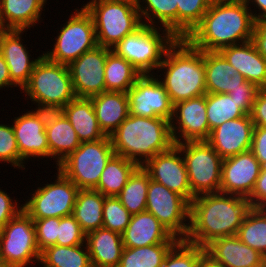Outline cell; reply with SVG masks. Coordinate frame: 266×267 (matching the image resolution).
Segmentation results:
<instances>
[{
	"label": "cell",
	"mask_w": 266,
	"mask_h": 267,
	"mask_svg": "<svg viewBox=\"0 0 266 267\" xmlns=\"http://www.w3.org/2000/svg\"><path fill=\"white\" fill-rule=\"evenodd\" d=\"M100 129L110 136L129 116L127 93L105 91L90 98Z\"/></svg>",
	"instance_id": "cell-28"
},
{
	"label": "cell",
	"mask_w": 266,
	"mask_h": 267,
	"mask_svg": "<svg viewBox=\"0 0 266 267\" xmlns=\"http://www.w3.org/2000/svg\"><path fill=\"white\" fill-rule=\"evenodd\" d=\"M206 114L210 132L222 123L241 118L246 114L234 99L225 93H206Z\"/></svg>",
	"instance_id": "cell-39"
},
{
	"label": "cell",
	"mask_w": 266,
	"mask_h": 267,
	"mask_svg": "<svg viewBox=\"0 0 266 267\" xmlns=\"http://www.w3.org/2000/svg\"><path fill=\"white\" fill-rule=\"evenodd\" d=\"M26 30L1 29L0 30V53L6 61L11 81L20 88L28 83L33 68L43 53L34 59L23 44V34ZM32 57V59H31Z\"/></svg>",
	"instance_id": "cell-20"
},
{
	"label": "cell",
	"mask_w": 266,
	"mask_h": 267,
	"mask_svg": "<svg viewBox=\"0 0 266 267\" xmlns=\"http://www.w3.org/2000/svg\"><path fill=\"white\" fill-rule=\"evenodd\" d=\"M170 127L174 144L206 141L209 138L206 94L175 103Z\"/></svg>",
	"instance_id": "cell-16"
},
{
	"label": "cell",
	"mask_w": 266,
	"mask_h": 267,
	"mask_svg": "<svg viewBox=\"0 0 266 267\" xmlns=\"http://www.w3.org/2000/svg\"><path fill=\"white\" fill-rule=\"evenodd\" d=\"M5 87L13 88L17 86L11 81L8 65L0 53V90L5 89Z\"/></svg>",
	"instance_id": "cell-52"
},
{
	"label": "cell",
	"mask_w": 266,
	"mask_h": 267,
	"mask_svg": "<svg viewBox=\"0 0 266 267\" xmlns=\"http://www.w3.org/2000/svg\"><path fill=\"white\" fill-rule=\"evenodd\" d=\"M81 7L92 16L97 44L112 49L143 23L136 0H95Z\"/></svg>",
	"instance_id": "cell-6"
},
{
	"label": "cell",
	"mask_w": 266,
	"mask_h": 267,
	"mask_svg": "<svg viewBox=\"0 0 266 267\" xmlns=\"http://www.w3.org/2000/svg\"><path fill=\"white\" fill-rule=\"evenodd\" d=\"M176 37L166 28L142 24L112 50L130 62L142 75L155 74Z\"/></svg>",
	"instance_id": "cell-7"
},
{
	"label": "cell",
	"mask_w": 266,
	"mask_h": 267,
	"mask_svg": "<svg viewBox=\"0 0 266 267\" xmlns=\"http://www.w3.org/2000/svg\"><path fill=\"white\" fill-rule=\"evenodd\" d=\"M113 155L110 136H106L98 141L80 143L55 168L79 189H95L106 163Z\"/></svg>",
	"instance_id": "cell-8"
},
{
	"label": "cell",
	"mask_w": 266,
	"mask_h": 267,
	"mask_svg": "<svg viewBox=\"0 0 266 267\" xmlns=\"http://www.w3.org/2000/svg\"><path fill=\"white\" fill-rule=\"evenodd\" d=\"M176 243H160L138 248H123L118 267H162Z\"/></svg>",
	"instance_id": "cell-38"
},
{
	"label": "cell",
	"mask_w": 266,
	"mask_h": 267,
	"mask_svg": "<svg viewBox=\"0 0 266 267\" xmlns=\"http://www.w3.org/2000/svg\"><path fill=\"white\" fill-rule=\"evenodd\" d=\"M254 124L250 115L228 120L210 132L206 140L223 158L251 150Z\"/></svg>",
	"instance_id": "cell-21"
},
{
	"label": "cell",
	"mask_w": 266,
	"mask_h": 267,
	"mask_svg": "<svg viewBox=\"0 0 266 267\" xmlns=\"http://www.w3.org/2000/svg\"><path fill=\"white\" fill-rule=\"evenodd\" d=\"M138 167L136 162L114 154L106 163L94 190L99 191L105 197H117Z\"/></svg>",
	"instance_id": "cell-32"
},
{
	"label": "cell",
	"mask_w": 266,
	"mask_h": 267,
	"mask_svg": "<svg viewBox=\"0 0 266 267\" xmlns=\"http://www.w3.org/2000/svg\"><path fill=\"white\" fill-rule=\"evenodd\" d=\"M247 200L253 208H266V166L261 167L253 191Z\"/></svg>",
	"instance_id": "cell-48"
},
{
	"label": "cell",
	"mask_w": 266,
	"mask_h": 267,
	"mask_svg": "<svg viewBox=\"0 0 266 267\" xmlns=\"http://www.w3.org/2000/svg\"><path fill=\"white\" fill-rule=\"evenodd\" d=\"M123 247L138 248L160 243H177L179 239L150 212L133 214L121 234Z\"/></svg>",
	"instance_id": "cell-23"
},
{
	"label": "cell",
	"mask_w": 266,
	"mask_h": 267,
	"mask_svg": "<svg viewBox=\"0 0 266 267\" xmlns=\"http://www.w3.org/2000/svg\"><path fill=\"white\" fill-rule=\"evenodd\" d=\"M104 201L105 196L99 191L94 189L78 190L73 216L85 234L102 228Z\"/></svg>",
	"instance_id": "cell-30"
},
{
	"label": "cell",
	"mask_w": 266,
	"mask_h": 267,
	"mask_svg": "<svg viewBox=\"0 0 266 267\" xmlns=\"http://www.w3.org/2000/svg\"><path fill=\"white\" fill-rule=\"evenodd\" d=\"M102 215V227L119 234H122L127 228L132 216L121 204L119 198L114 196L105 197Z\"/></svg>",
	"instance_id": "cell-42"
},
{
	"label": "cell",
	"mask_w": 266,
	"mask_h": 267,
	"mask_svg": "<svg viewBox=\"0 0 266 267\" xmlns=\"http://www.w3.org/2000/svg\"><path fill=\"white\" fill-rule=\"evenodd\" d=\"M32 220L35 226L36 243L39 251L41 252L49 246L57 245L60 218L50 217Z\"/></svg>",
	"instance_id": "cell-46"
},
{
	"label": "cell",
	"mask_w": 266,
	"mask_h": 267,
	"mask_svg": "<svg viewBox=\"0 0 266 267\" xmlns=\"http://www.w3.org/2000/svg\"><path fill=\"white\" fill-rule=\"evenodd\" d=\"M213 0H175L177 38H186L201 22Z\"/></svg>",
	"instance_id": "cell-40"
},
{
	"label": "cell",
	"mask_w": 266,
	"mask_h": 267,
	"mask_svg": "<svg viewBox=\"0 0 266 267\" xmlns=\"http://www.w3.org/2000/svg\"><path fill=\"white\" fill-rule=\"evenodd\" d=\"M46 134L50 159L55 160L56 167L81 143L71 123L60 110L47 111Z\"/></svg>",
	"instance_id": "cell-25"
},
{
	"label": "cell",
	"mask_w": 266,
	"mask_h": 267,
	"mask_svg": "<svg viewBox=\"0 0 266 267\" xmlns=\"http://www.w3.org/2000/svg\"><path fill=\"white\" fill-rule=\"evenodd\" d=\"M111 50L97 45L68 65L76 97L91 98L106 91L104 70Z\"/></svg>",
	"instance_id": "cell-15"
},
{
	"label": "cell",
	"mask_w": 266,
	"mask_h": 267,
	"mask_svg": "<svg viewBox=\"0 0 266 267\" xmlns=\"http://www.w3.org/2000/svg\"><path fill=\"white\" fill-rule=\"evenodd\" d=\"M110 139L115 155L132 160L139 166L174 145L169 120L131 114L110 135Z\"/></svg>",
	"instance_id": "cell-4"
},
{
	"label": "cell",
	"mask_w": 266,
	"mask_h": 267,
	"mask_svg": "<svg viewBox=\"0 0 266 267\" xmlns=\"http://www.w3.org/2000/svg\"><path fill=\"white\" fill-rule=\"evenodd\" d=\"M85 243L93 267H118L124 248L121 234L102 227L87 233Z\"/></svg>",
	"instance_id": "cell-27"
},
{
	"label": "cell",
	"mask_w": 266,
	"mask_h": 267,
	"mask_svg": "<svg viewBox=\"0 0 266 267\" xmlns=\"http://www.w3.org/2000/svg\"><path fill=\"white\" fill-rule=\"evenodd\" d=\"M141 75L130 62L113 50L107 54L104 70L106 91L127 93Z\"/></svg>",
	"instance_id": "cell-33"
},
{
	"label": "cell",
	"mask_w": 266,
	"mask_h": 267,
	"mask_svg": "<svg viewBox=\"0 0 266 267\" xmlns=\"http://www.w3.org/2000/svg\"><path fill=\"white\" fill-rule=\"evenodd\" d=\"M255 20L266 19V0H245ZM252 4V5H251ZM254 5L252 10L250 7ZM256 6V8H255ZM259 9V10H257ZM258 11V13H257Z\"/></svg>",
	"instance_id": "cell-53"
},
{
	"label": "cell",
	"mask_w": 266,
	"mask_h": 267,
	"mask_svg": "<svg viewBox=\"0 0 266 267\" xmlns=\"http://www.w3.org/2000/svg\"><path fill=\"white\" fill-rule=\"evenodd\" d=\"M219 52L245 80L260 89L266 88V60L252 40L222 48Z\"/></svg>",
	"instance_id": "cell-24"
},
{
	"label": "cell",
	"mask_w": 266,
	"mask_h": 267,
	"mask_svg": "<svg viewBox=\"0 0 266 267\" xmlns=\"http://www.w3.org/2000/svg\"><path fill=\"white\" fill-rule=\"evenodd\" d=\"M146 211L152 213L179 240H185L190 225V203L164 185L149 180Z\"/></svg>",
	"instance_id": "cell-13"
},
{
	"label": "cell",
	"mask_w": 266,
	"mask_h": 267,
	"mask_svg": "<svg viewBox=\"0 0 266 267\" xmlns=\"http://www.w3.org/2000/svg\"><path fill=\"white\" fill-rule=\"evenodd\" d=\"M251 151L260 163L261 167L266 166V127L254 126L252 135Z\"/></svg>",
	"instance_id": "cell-49"
},
{
	"label": "cell",
	"mask_w": 266,
	"mask_h": 267,
	"mask_svg": "<svg viewBox=\"0 0 266 267\" xmlns=\"http://www.w3.org/2000/svg\"><path fill=\"white\" fill-rule=\"evenodd\" d=\"M186 166L192 200L194 197L219 193L223 158L207 141H186L175 144Z\"/></svg>",
	"instance_id": "cell-9"
},
{
	"label": "cell",
	"mask_w": 266,
	"mask_h": 267,
	"mask_svg": "<svg viewBox=\"0 0 266 267\" xmlns=\"http://www.w3.org/2000/svg\"><path fill=\"white\" fill-rule=\"evenodd\" d=\"M237 236L266 258V208L251 207L238 229Z\"/></svg>",
	"instance_id": "cell-36"
},
{
	"label": "cell",
	"mask_w": 266,
	"mask_h": 267,
	"mask_svg": "<svg viewBox=\"0 0 266 267\" xmlns=\"http://www.w3.org/2000/svg\"><path fill=\"white\" fill-rule=\"evenodd\" d=\"M142 168L149 174L151 180L181 195L189 203L192 201L184 159L181 150L175 144L168 151L148 159Z\"/></svg>",
	"instance_id": "cell-18"
},
{
	"label": "cell",
	"mask_w": 266,
	"mask_h": 267,
	"mask_svg": "<svg viewBox=\"0 0 266 267\" xmlns=\"http://www.w3.org/2000/svg\"><path fill=\"white\" fill-rule=\"evenodd\" d=\"M12 120L20 156L28 163L33 158L50 159L47 143L46 120L47 110L31 109Z\"/></svg>",
	"instance_id": "cell-17"
},
{
	"label": "cell",
	"mask_w": 266,
	"mask_h": 267,
	"mask_svg": "<svg viewBox=\"0 0 266 267\" xmlns=\"http://www.w3.org/2000/svg\"><path fill=\"white\" fill-rule=\"evenodd\" d=\"M74 11L60 27L53 49L43 51L50 61L68 66L98 45L92 16L84 7L75 8Z\"/></svg>",
	"instance_id": "cell-10"
},
{
	"label": "cell",
	"mask_w": 266,
	"mask_h": 267,
	"mask_svg": "<svg viewBox=\"0 0 266 267\" xmlns=\"http://www.w3.org/2000/svg\"><path fill=\"white\" fill-rule=\"evenodd\" d=\"M47 1L0 0V28L27 31L34 28L41 22L42 11H45Z\"/></svg>",
	"instance_id": "cell-26"
},
{
	"label": "cell",
	"mask_w": 266,
	"mask_h": 267,
	"mask_svg": "<svg viewBox=\"0 0 266 267\" xmlns=\"http://www.w3.org/2000/svg\"><path fill=\"white\" fill-rule=\"evenodd\" d=\"M198 267H221V266L213 262L208 256L205 255L201 259Z\"/></svg>",
	"instance_id": "cell-54"
},
{
	"label": "cell",
	"mask_w": 266,
	"mask_h": 267,
	"mask_svg": "<svg viewBox=\"0 0 266 267\" xmlns=\"http://www.w3.org/2000/svg\"><path fill=\"white\" fill-rule=\"evenodd\" d=\"M129 114L171 120L173 104L155 74H143L127 91Z\"/></svg>",
	"instance_id": "cell-14"
},
{
	"label": "cell",
	"mask_w": 266,
	"mask_h": 267,
	"mask_svg": "<svg viewBox=\"0 0 266 267\" xmlns=\"http://www.w3.org/2000/svg\"><path fill=\"white\" fill-rule=\"evenodd\" d=\"M252 41L260 55L266 60V19L255 20Z\"/></svg>",
	"instance_id": "cell-51"
},
{
	"label": "cell",
	"mask_w": 266,
	"mask_h": 267,
	"mask_svg": "<svg viewBox=\"0 0 266 267\" xmlns=\"http://www.w3.org/2000/svg\"><path fill=\"white\" fill-rule=\"evenodd\" d=\"M250 116L254 126L266 127V88L258 91Z\"/></svg>",
	"instance_id": "cell-50"
},
{
	"label": "cell",
	"mask_w": 266,
	"mask_h": 267,
	"mask_svg": "<svg viewBox=\"0 0 266 267\" xmlns=\"http://www.w3.org/2000/svg\"><path fill=\"white\" fill-rule=\"evenodd\" d=\"M55 181L47 182L31 192V197L23 202V210L32 219L65 217L73 215L79 188L58 169Z\"/></svg>",
	"instance_id": "cell-12"
},
{
	"label": "cell",
	"mask_w": 266,
	"mask_h": 267,
	"mask_svg": "<svg viewBox=\"0 0 266 267\" xmlns=\"http://www.w3.org/2000/svg\"><path fill=\"white\" fill-rule=\"evenodd\" d=\"M204 67L207 93L231 92L237 70L219 51H204Z\"/></svg>",
	"instance_id": "cell-31"
},
{
	"label": "cell",
	"mask_w": 266,
	"mask_h": 267,
	"mask_svg": "<svg viewBox=\"0 0 266 267\" xmlns=\"http://www.w3.org/2000/svg\"><path fill=\"white\" fill-rule=\"evenodd\" d=\"M259 90L260 88L258 86L254 83L248 82L240 73L237 72L234 75L233 88L228 94L232 99L240 104V109L246 115H250L253 103Z\"/></svg>",
	"instance_id": "cell-44"
},
{
	"label": "cell",
	"mask_w": 266,
	"mask_h": 267,
	"mask_svg": "<svg viewBox=\"0 0 266 267\" xmlns=\"http://www.w3.org/2000/svg\"><path fill=\"white\" fill-rule=\"evenodd\" d=\"M60 111L71 123L81 143L98 141L106 137L100 129L90 98L76 97Z\"/></svg>",
	"instance_id": "cell-29"
},
{
	"label": "cell",
	"mask_w": 266,
	"mask_h": 267,
	"mask_svg": "<svg viewBox=\"0 0 266 267\" xmlns=\"http://www.w3.org/2000/svg\"><path fill=\"white\" fill-rule=\"evenodd\" d=\"M0 267H11V266H8V265H5L3 263H0Z\"/></svg>",
	"instance_id": "cell-55"
},
{
	"label": "cell",
	"mask_w": 266,
	"mask_h": 267,
	"mask_svg": "<svg viewBox=\"0 0 266 267\" xmlns=\"http://www.w3.org/2000/svg\"><path fill=\"white\" fill-rule=\"evenodd\" d=\"M254 22L245 0H213L185 39L201 51H220L252 40Z\"/></svg>",
	"instance_id": "cell-1"
},
{
	"label": "cell",
	"mask_w": 266,
	"mask_h": 267,
	"mask_svg": "<svg viewBox=\"0 0 266 267\" xmlns=\"http://www.w3.org/2000/svg\"><path fill=\"white\" fill-rule=\"evenodd\" d=\"M35 109L58 111L76 98L67 65L50 61L44 54L36 62L21 90Z\"/></svg>",
	"instance_id": "cell-5"
},
{
	"label": "cell",
	"mask_w": 266,
	"mask_h": 267,
	"mask_svg": "<svg viewBox=\"0 0 266 267\" xmlns=\"http://www.w3.org/2000/svg\"><path fill=\"white\" fill-rule=\"evenodd\" d=\"M136 1L143 24L156 27L160 25L177 38V5H175V0Z\"/></svg>",
	"instance_id": "cell-34"
},
{
	"label": "cell",
	"mask_w": 266,
	"mask_h": 267,
	"mask_svg": "<svg viewBox=\"0 0 266 267\" xmlns=\"http://www.w3.org/2000/svg\"><path fill=\"white\" fill-rule=\"evenodd\" d=\"M23 209V204L12 199L10 194L0 188V230Z\"/></svg>",
	"instance_id": "cell-47"
},
{
	"label": "cell",
	"mask_w": 266,
	"mask_h": 267,
	"mask_svg": "<svg viewBox=\"0 0 266 267\" xmlns=\"http://www.w3.org/2000/svg\"><path fill=\"white\" fill-rule=\"evenodd\" d=\"M39 264L43 267H93L86 243L49 246L41 251Z\"/></svg>",
	"instance_id": "cell-35"
},
{
	"label": "cell",
	"mask_w": 266,
	"mask_h": 267,
	"mask_svg": "<svg viewBox=\"0 0 266 267\" xmlns=\"http://www.w3.org/2000/svg\"><path fill=\"white\" fill-rule=\"evenodd\" d=\"M205 248L179 240L167 253L162 267H198Z\"/></svg>",
	"instance_id": "cell-41"
},
{
	"label": "cell",
	"mask_w": 266,
	"mask_h": 267,
	"mask_svg": "<svg viewBox=\"0 0 266 267\" xmlns=\"http://www.w3.org/2000/svg\"><path fill=\"white\" fill-rule=\"evenodd\" d=\"M40 253L34 222L22 209L0 230V263L11 267L39 265Z\"/></svg>",
	"instance_id": "cell-11"
},
{
	"label": "cell",
	"mask_w": 266,
	"mask_h": 267,
	"mask_svg": "<svg viewBox=\"0 0 266 267\" xmlns=\"http://www.w3.org/2000/svg\"><path fill=\"white\" fill-rule=\"evenodd\" d=\"M86 234L81 230L73 215L60 218L57 245L76 246L85 244Z\"/></svg>",
	"instance_id": "cell-45"
},
{
	"label": "cell",
	"mask_w": 266,
	"mask_h": 267,
	"mask_svg": "<svg viewBox=\"0 0 266 267\" xmlns=\"http://www.w3.org/2000/svg\"><path fill=\"white\" fill-rule=\"evenodd\" d=\"M204 248L206 256L221 267H266V258L237 235L217 238Z\"/></svg>",
	"instance_id": "cell-22"
},
{
	"label": "cell",
	"mask_w": 266,
	"mask_h": 267,
	"mask_svg": "<svg viewBox=\"0 0 266 267\" xmlns=\"http://www.w3.org/2000/svg\"><path fill=\"white\" fill-rule=\"evenodd\" d=\"M250 208L247 198L237 195L219 192L194 197L185 241L205 247L217 238L237 235Z\"/></svg>",
	"instance_id": "cell-2"
},
{
	"label": "cell",
	"mask_w": 266,
	"mask_h": 267,
	"mask_svg": "<svg viewBox=\"0 0 266 267\" xmlns=\"http://www.w3.org/2000/svg\"><path fill=\"white\" fill-rule=\"evenodd\" d=\"M156 72L173 105L207 93L204 51L192 46L185 38H177L167 49ZM159 72L162 73L158 75Z\"/></svg>",
	"instance_id": "cell-3"
},
{
	"label": "cell",
	"mask_w": 266,
	"mask_h": 267,
	"mask_svg": "<svg viewBox=\"0 0 266 267\" xmlns=\"http://www.w3.org/2000/svg\"><path fill=\"white\" fill-rule=\"evenodd\" d=\"M149 180V174L139 166L117 196L131 215L146 211Z\"/></svg>",
	"instance_id": "cell-37"
},
{
	"label": "cell",
	"mask_w": 266,
	"mask_h": 267,
	"mask_svg": "<svg viewBox=\"0 0 266 267\" xmlns=\"http://www.w3.org/2000/svg\"><path fill=\"white\" fill-rule=\"evenodd\" d=\"M0 162L25 171L26 161L20 156L12 124L0 121Z\"/></svg>",
	"instance_id": "cell-43"
},
{
	"label": "cell",
	"mask_w": 266,
	"mask_h": 267,
	"mask_svg": "<svg viewBox=\"0 0 266 267\" xmlns=\"http://www.w3.org/2000/svg\"><path fill=\"white\" fill-rule=\"evenodd\" d=\"M260 170L261 165L251 150L223 159L219 192L248 198Z\"/></svg>",
	"instance_id": "cell-19"
}]
</instances>
